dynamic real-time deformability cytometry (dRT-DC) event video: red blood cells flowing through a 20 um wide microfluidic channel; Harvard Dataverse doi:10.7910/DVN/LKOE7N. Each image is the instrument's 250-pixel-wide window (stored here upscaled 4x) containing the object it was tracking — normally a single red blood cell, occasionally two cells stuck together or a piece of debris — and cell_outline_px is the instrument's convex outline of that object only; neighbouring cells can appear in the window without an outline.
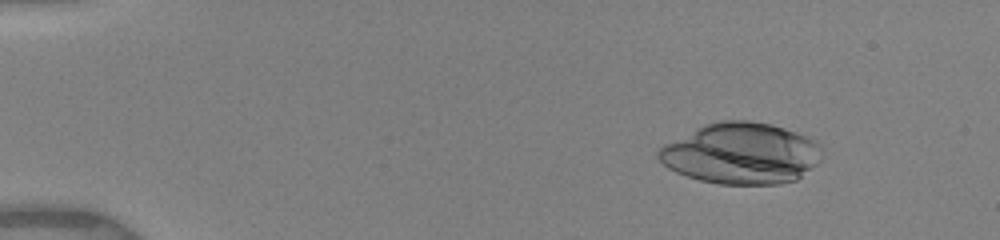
{"species": "human", "species_latin": "Homo sapiens", "temperature_condition": "warm", "stored_images_in_passage": 33, "camera_frame_rate_fps": 3000, "um_per_image_px": 0.085, "donor": {"sex": "female"}, "frame": {"image": 1, "passage_image": 8, "time_ms": 2.0, "image_size_px": [1000, 240], "cell_outline_px": [[820, 160], [816, 164], [796, 180], [780, 184], [720, 184], [700, 180], [676, 172], [668, 168], [656, 156], [656, 152], [664, 144], [704, 124], [720, 120], [748, 120], [772, 124], [796, 132], [820, 144]], "centroid_in_image_um": [62.98, 13.04], "position_along_channel_um": 22.0, "area_um2": 58.09}}
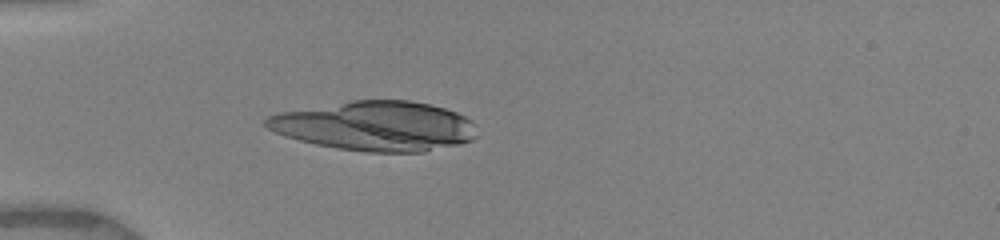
{"frame": {"image": 2, "passage_image": 20, "time_ms": 5.0, "image_size_px": [1000, 240], "cell_outline_px": [[480, 136], [472, 140], [460, 144], [424, 152], [368, 152], [340, 148], [316, 144], [284, 136], [268, 128], [264, 124], [264, 120], [268, 116], [280, 112], [352, 100], [408, 100], [432, 104], [456, 112], [472, 120], [476, 124]], "centroid_in_image_um": [31.98, 10.71], "position_along_channel_um": 53.0, "area_um2": 61.21}}